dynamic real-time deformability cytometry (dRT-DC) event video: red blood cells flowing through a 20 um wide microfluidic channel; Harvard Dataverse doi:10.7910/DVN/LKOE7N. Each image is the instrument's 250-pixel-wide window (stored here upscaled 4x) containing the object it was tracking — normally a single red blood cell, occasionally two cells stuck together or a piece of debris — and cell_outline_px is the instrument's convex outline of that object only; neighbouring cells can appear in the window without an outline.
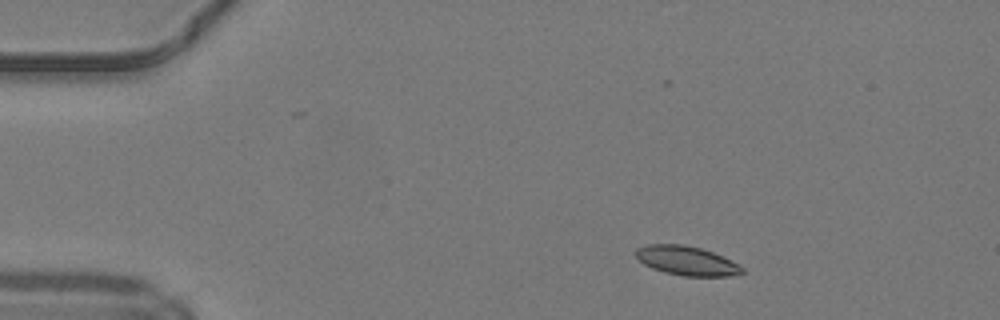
{"species": "common noctule bat (a hibernating species)", "species_latin": "Nyctalus noctula", "temperature_condition": "warm", "stored_images_in_passage": 43, "camera_frame_rate_fps": 3000, "um_per_image_px": 0.085, "animal": {"sex": "male", "body_mass_g": 19.2, "forearm_length_mm": 51.8}, "frame": {"image": 1, "passage_image": 1, "time_ms": 0.0, "image_size_px": [1000, 320], "cell_outline_px": [[744, 272], [732, 276], [684, 276], [664, 272], [652, 268], [644, 264], [636, 256], [636, 248], [648, 244], [684, 244], [700, 248], [712, 252], [740, 264], [744, 268]], "centroid_in_image_um": [58.38, 22.16], "position_along_channel_um": 26.6, "area_um2": 18.09}}
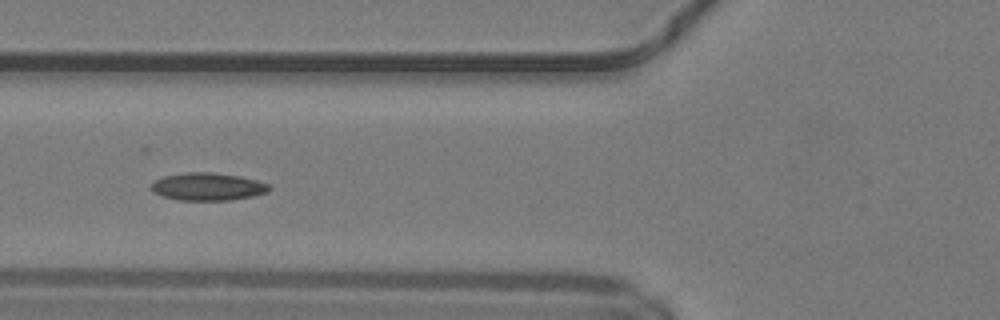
{"frame": {"image": 2, "passage_image": 12, "time_ms": 3.667, "image_size_px": [1000, 320], "cell_outline_px": [[272, 188], [268, 192], [252, 196], [232, 200], [180, 200], [164, 196], [152, 192], [152, 180], [164, 176], [184, 172], [212, 172], [240, 176], [256, 180], [268, 184]], "centroid_in_image_um": [17.65, 15.86], "position_along_channel_um": 108.1, "area_um2": 19.07}}
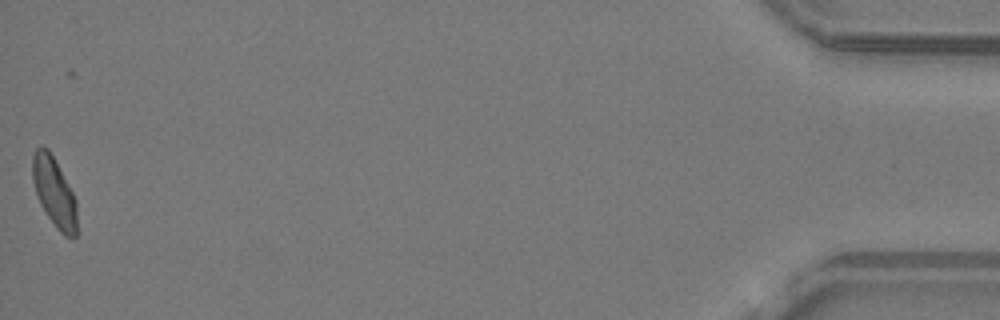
{"frame": {"image": 3, "passage_image": 42, "time_ms": 13.667, "image_size_px": [1000, 320], "cell_outline_px": [[76, 236], [72, 240], [64, 236], [56, 228], [40, 204], [32, 180], [32, 156], [36, 148], [40, 144], [48, 148], [72, 192], [76, 200]], "centroid_in_image_um": [4.59, 16.34], "position_along_channel_um": 430.6, "area_um2": 17.92}}